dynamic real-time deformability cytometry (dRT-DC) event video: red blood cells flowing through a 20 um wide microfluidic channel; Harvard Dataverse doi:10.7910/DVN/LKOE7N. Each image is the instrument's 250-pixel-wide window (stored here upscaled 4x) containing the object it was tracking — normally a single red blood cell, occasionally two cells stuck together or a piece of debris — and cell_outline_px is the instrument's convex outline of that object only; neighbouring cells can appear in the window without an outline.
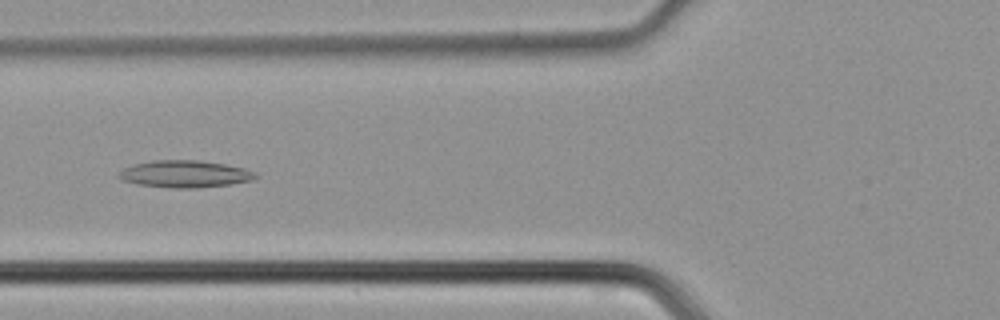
{"species": "common noctule bat (a hibernating species)", "species_latin": "Nyctalus noctula", "temperature_condition": "cold", "stored_images_in_passage": 40, "camera_frame_rate_fps": 3000, "um_per_image_px": 0.085, "animal": {"sex": "male", "body_mass_g": 21.5, "forearm_length_mm": 52.0}, "frame": {"image": 1, "passage_image": 12, "time_ms": 3.667, "image_size_px": [1000, 320], "cell_outline_px": [[260, 176], [252, 180], [228, 184], [200, 188], [172, 188], [136, 184], [120, 180], [116, 176], [124, 168], [132, 164], [152, 160], [196, 160], [224, 164], [244, 168], [256, 172]], "centroid_in_image_um": [15.68, 14.79], "position_along_channel_um": 110.1, "area_um2": 21.73}}
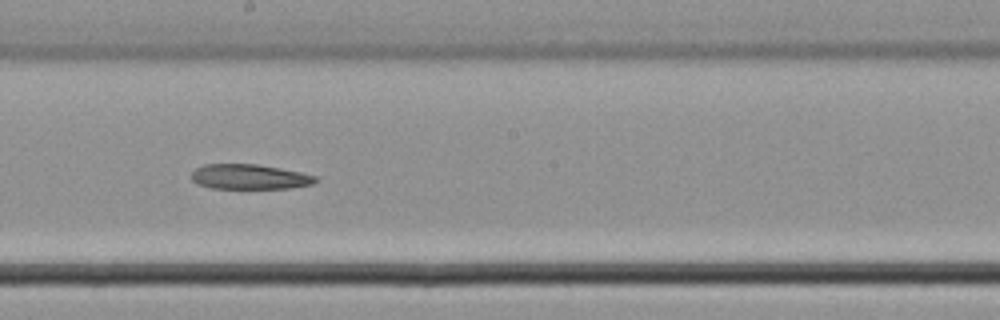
{"frame": {"image": 2, "passage_image": 20, "time_ms": 6.333, "image_size_px": [1000, 320], "cell_outline_px": [[320, 180], [312, 184], [292, 188], [212, 188], [196, 184], [192, 180], [192, 172], [196, 168], [204, 164], [256, 164], [280, 168], [300, 172], [316, 176]], "centroid_in_image_um": [21.21, 15.03], "position_along_channel_um": 227.0, "area_um2": 18.09}}
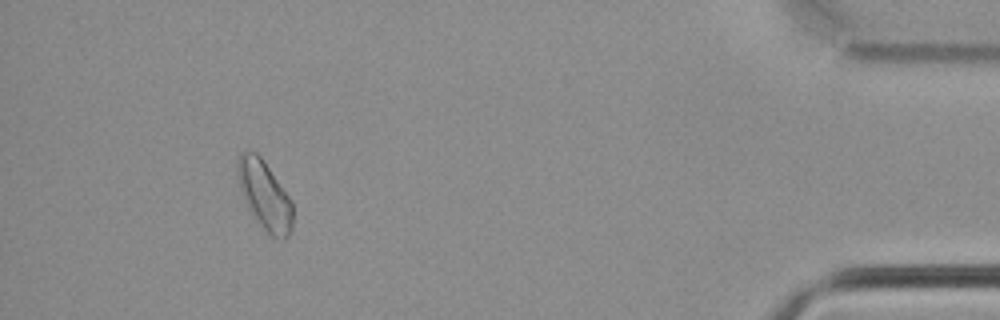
{"frame": {"image": 3, "passage_image": 37, "time_ms": 12.0, "image_size_px": [1000, 320], "cell_outline_px": [[292, 228], [288, 236], [284, 240], [280, 240], [272, 236], [252, 216], [248, 208], [240, 188], [236, 172], [236, 160], [240, 152], [244, 148], [248, 148], [256, 152], [264, 160], [292, 200]], "centroid_in_image_um": [22.47, 16.53], "position_along_channel_um": 412.7, "area_um2": 22.48}}